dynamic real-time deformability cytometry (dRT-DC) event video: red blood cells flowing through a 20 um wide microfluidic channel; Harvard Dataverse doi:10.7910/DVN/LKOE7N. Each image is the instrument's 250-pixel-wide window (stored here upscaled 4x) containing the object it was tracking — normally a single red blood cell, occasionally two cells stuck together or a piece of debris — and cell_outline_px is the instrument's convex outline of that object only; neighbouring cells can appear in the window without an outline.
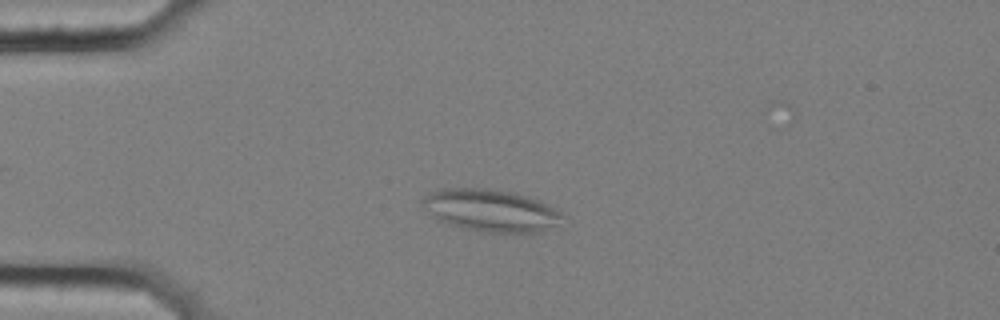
{"species": "common noctule bat (a hibernating species)", "species_latin": "Nyctalus noctula", "temperature_condition": "cold", "stored_images_in_passage": 54, "segment_of_instrument_passage": [1, 2], "camera_frame_rate_fps": 3000, "um_per_image_px": 0.085, "animal": {"sex": "female", "body_mass_g": 25.1}, "frame": {"image": 1, "passage_image": 11, "time_ms": 3.333, "image_size_px": [1000, 320], "cell_outline_px": [[568, 216], [556, 224], [540, 232], [484, 232], [464, 228], [448, 224], [440, 220], [424, 208], [420, 204], [420, 200], [424, 196], [432, 192], [444, 188], [488, 188], [512, 192], [528, 196], [548, 204], [556, 208]], "centroid_in_image_um": [41.75, 17.87], "position_along_channel_um": 43.3, "area_um2": 34.45}}